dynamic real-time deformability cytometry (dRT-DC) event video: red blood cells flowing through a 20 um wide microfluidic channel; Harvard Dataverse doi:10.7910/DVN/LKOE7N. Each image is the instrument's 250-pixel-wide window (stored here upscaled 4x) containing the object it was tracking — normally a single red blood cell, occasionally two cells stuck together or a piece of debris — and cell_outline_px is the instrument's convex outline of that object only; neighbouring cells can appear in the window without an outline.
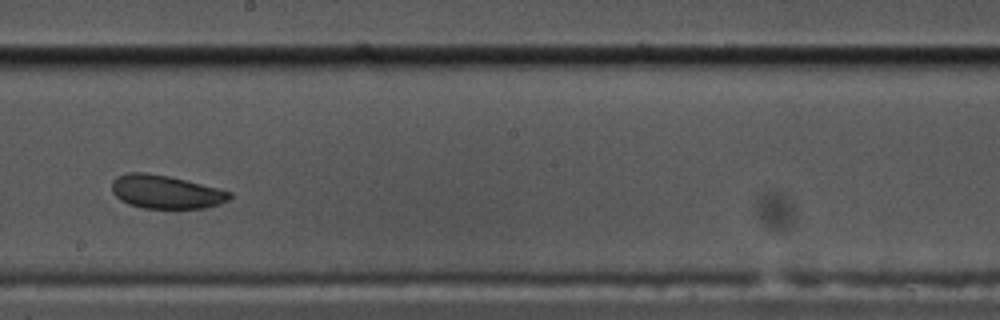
{"species": "common noctule bat (a hibernating species)", "species_latin": "Nyctalus noctula", "temperature_condition": "cold", "stored_images_in_passage": 44, "camera_frame_rate_fps": 3000, "um_per_image_px": 0.085, "animal": {"sex": "male", "body_mass_g": 17.5, "forearm_length_mm": 52.3}, "frame": {"image": 1, "passage_image": 19, "time_ms": 6.0, "image_size_px": [1000, 320], "cell_outline_px": [[232, 196], [228, 200], [220, 204], [204, 208], [144, 208], [128, 204], [120, 200], [112, 192], [112, 180], [116, 176], [128, 172], [144, 172], [168, 176], [232, 192]], "centroid_in_image_um": [14.06, 16.31], "position_along_channel_um": 234.1, "area_um2": 22.83}, "authors_computed_cell_mechanics": {"area_um2": 24.0448, "velocity_mm_per_s": 3.4932, "shape_relaxation_time_tau1_ms": 3.4187, "shape_relaxation_time_tau2_ms": 1.7201, "deformation_change_tau1": 0.0865, "deformation_change_tau2": 0.0732}}